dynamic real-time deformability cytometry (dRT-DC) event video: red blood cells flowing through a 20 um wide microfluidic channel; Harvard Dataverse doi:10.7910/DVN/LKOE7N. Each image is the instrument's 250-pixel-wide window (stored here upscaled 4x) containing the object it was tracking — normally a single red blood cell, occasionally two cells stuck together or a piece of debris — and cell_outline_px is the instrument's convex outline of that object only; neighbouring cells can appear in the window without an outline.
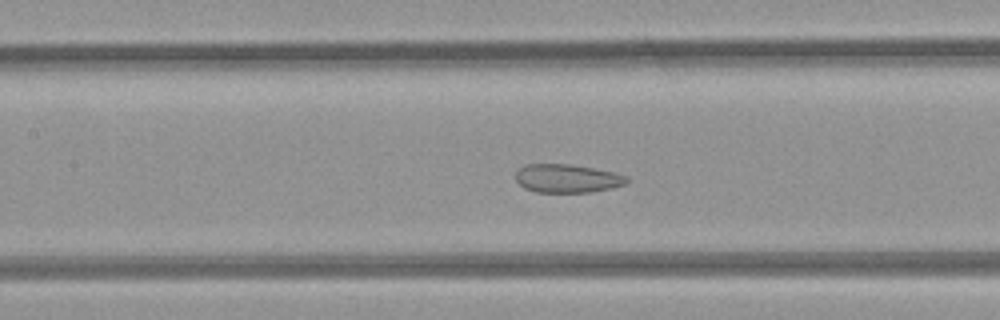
{"species": "common noctule bat (a hibernating species)", "species_latin": "Nyctalus noctula", "temperature_condition": "room temperature", "stored_images_in_passage": 50, "camera_frame_rate_fps": 3000, "um_per_image_px": 0.085, "animal": {"sex": "female", "body_mass_g": 21.9}, "frame": {"image": 1, "passage_image": 22, "time_ms": 7.0, "image_size_px": [1000, 320], "cell_outline_px": [[628, 180], [624, 184], [612, 188], [592, 192], [536, 192], [524, 188], [516, 180], [516, 168], [524, 164], [568, 164], [592, 168], [612, 172], [628, 176]], "centroid_in_image_um": [48.17, 15.16], "position_along_channel_um": 159.2, "area_um2": 18.44}}
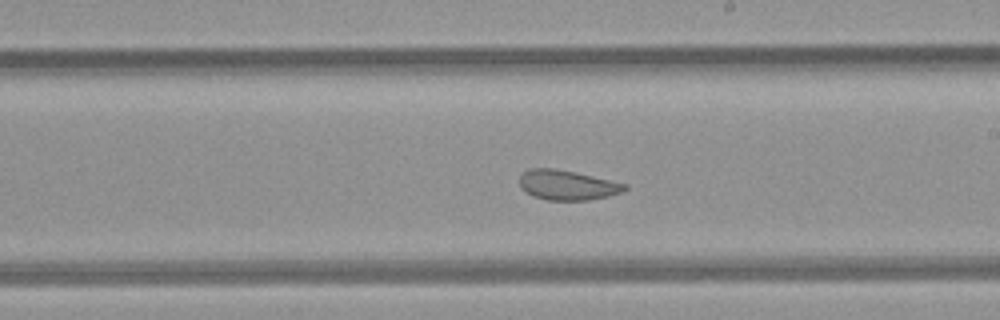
{"frame": {"image": 2, "passage_image": 28, "time_ms": 9.0, "image_size_px": [1000, 320], "cell_outline_px": [[628, 188], [624, 192], [608, 196], [588, 200], [548, 200], [532, 196], [520, 188], [520, 176], [528, 168], [552, 168], [576, 172], [628, 184]], "centroid_in_image_um": [48.23, 15.73], "position_along_channel_um": 240.8, "area_um2": 18.44}}
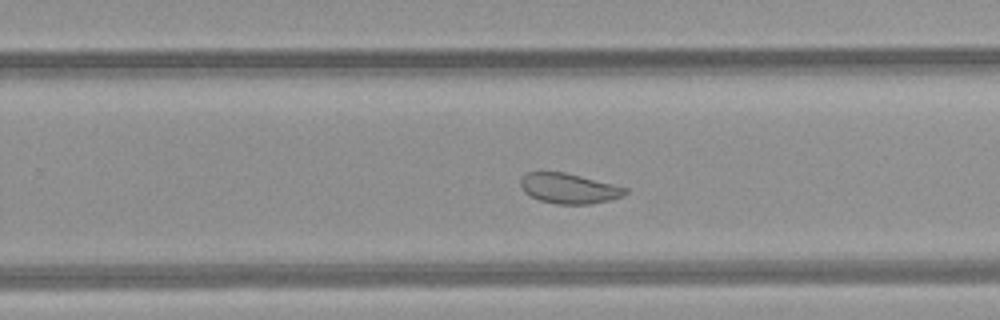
{"frame": {"image": 3, "passage_image": 31, "time_ms": 10.0, "image_size_px": [1000, 320], "cell_outline_px": [[628, 192], [624, 196], [592, 204], [556, 204], [540, 200], [528, 196], [520, 188], [520, 180], [528, 172], [564, 172], [628, 188]], "centroid_in_image_um": [48.34, 16.03], "position_along_channel_um": 281.5, "area_um2": 18.38}, "authors_computed_cell_mechanics": {"area_um2": 24.4205, "velocity_mm_per_s": 4.0933, "shape_relaxation_time_tau1_ms": null, "shape_relaxation_time_tau2_ms": 1.0929, "deformation_change_tau1": null, "deformation_change_tau2": 0.0674}}